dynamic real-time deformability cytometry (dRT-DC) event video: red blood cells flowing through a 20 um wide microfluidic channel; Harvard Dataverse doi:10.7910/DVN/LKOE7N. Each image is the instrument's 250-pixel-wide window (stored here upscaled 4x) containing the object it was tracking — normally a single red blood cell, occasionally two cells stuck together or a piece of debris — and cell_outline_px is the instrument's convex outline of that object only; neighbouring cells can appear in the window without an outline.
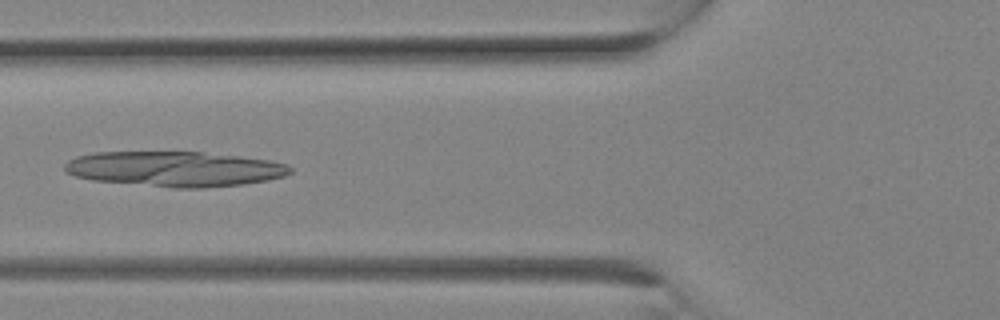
{"species": "Egyptian fruit bat (a non-hibernating species)", "species_latin": "Rousettus aegyptiacus", "temperature_condition": "room temperature", "stored_images_in_passage": 10, "camera_frame_rate_fps": 3000, "um_per_image_px": 0.085, "animal": {"sex": "female"}, "frame": {"image": 1, "passage_image": 9, "time_ms": 2.667, "image_size_px": [1000, 320], "cell_outline_px": [[292, 172], [284, 176], [268, 180], [244, 184], [204, 188], [172, 188], [92, 180], [76, 176], [68, 172], [64, 168], [64, 164], [68, 160], [76, 156], [96, 152], [200, 152], [240, 156], [268, 160], [288, 164], [292, 168]], "centroid_in_image_um": [14.87, 14.36], "position_along_channel_um": 110.9, "area_um2": 46.36}}